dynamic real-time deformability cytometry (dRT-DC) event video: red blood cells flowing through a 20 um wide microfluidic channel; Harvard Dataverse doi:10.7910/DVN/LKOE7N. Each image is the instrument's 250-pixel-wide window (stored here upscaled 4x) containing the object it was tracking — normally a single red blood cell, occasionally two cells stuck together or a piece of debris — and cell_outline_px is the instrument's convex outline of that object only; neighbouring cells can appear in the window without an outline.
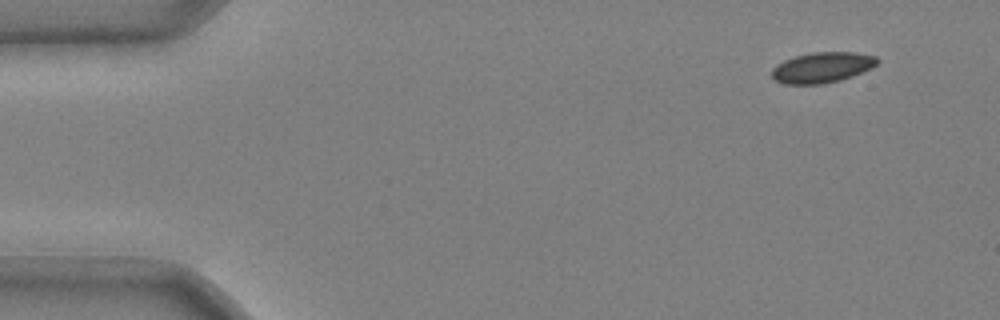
{"species": "common noctule bat (a hibernating species)", "species_latin": "Nyctalus noctula", "temperature_condition": "cold", "stored_images_in_passage": 44, "camera_frame_rate_fps": 3000, "um_per_image_px": 0.085, "animal": {"sex": "male", "body_mass_g": 20.4}, "frame": {"image": 1, "passage_image": 1, "time_ms": 0.0, "image_size_px": [1000, 320], "cell_outline_px": [[880, 60], [872, 68], [852, 76], [840, 80], [824, 84], [784, 84], [772, 80], [772, 68], [776, 64], [784, 60], [796, 56], [812, 52], [852, 52], [876, 56]], "centroid_in_image_um": [69.86, 5.74], "position_along_channel_um": 15.1, "area_um2": 18.9}}
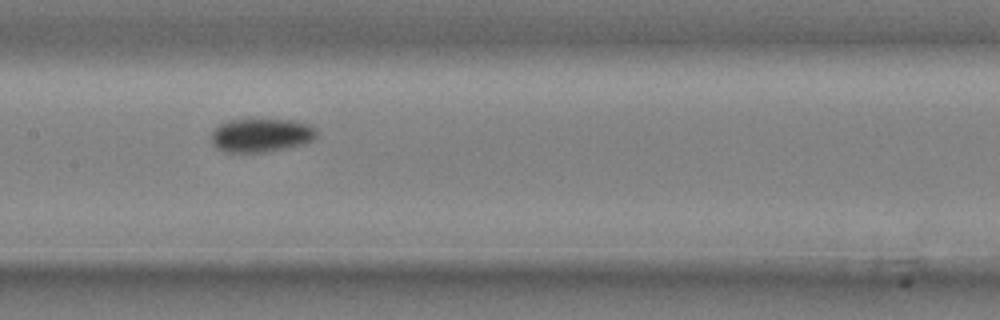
{"frame": {"image": 2, "passage_image": 23, "time_ms": 7.333, "image_size_px": [1000, 320], "cell_outline_px": [[316, 136], [312, 140], [304, 144], [264, 152], [224, 152], [216, 148], [212, 144], [212, 132], [220, 124], [228, 120], [256, 116], [292, 120], [312, 124], [316, 128]], "centroid_in_image_um": [22.2, 11.43], "position_along_channel_um": 185.2, "area_um2": 21.5}}
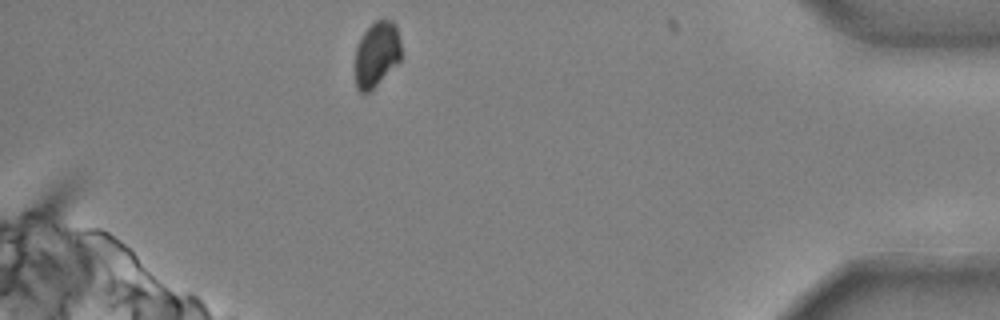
{"frame": {"image": 3, "passage_image": 44, "time_ms": 14.333, "image_size_px": [1000, 320], "cell_outline_px": [[400, 60], [368, 92], [360, 92], [356, 88], [356, 44], [364, 32], [376, 20], [392, 20], [396, 24], [400, 40]], "centroid_in_image_um": [32.01, 4.57], "position_along_channel_um": 403.2, "area_um2": 17.17}, "authors_computed_cell_mechanics": {"area_um2": 19.7965, "velocity_mm_per_s": 3.6999, "shape_relaxation_time_tau1_ms": 4.0151, "shape_relaxation_time_tau2_ms": null, "deformation_change_tau1": 0.0881, "deformation_change_tau2": null}}